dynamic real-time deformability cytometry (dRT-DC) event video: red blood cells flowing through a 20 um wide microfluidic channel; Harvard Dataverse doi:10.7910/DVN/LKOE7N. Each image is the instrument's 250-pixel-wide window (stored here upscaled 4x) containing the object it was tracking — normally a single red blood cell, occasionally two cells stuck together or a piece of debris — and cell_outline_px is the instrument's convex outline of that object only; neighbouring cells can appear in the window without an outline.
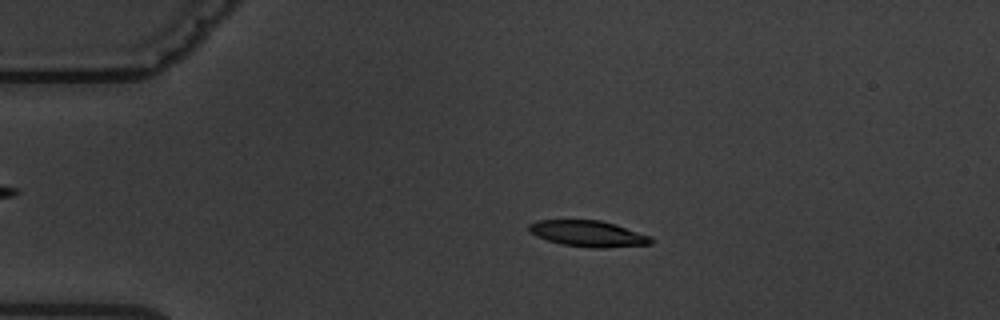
{"species": "common noctule bat (a hibernating species)", "species_latin": "Nyctalus noctula", "temperature_condition": "warm", "stored_images_in_passage": 5, "camera_frame_rate_fps": 3000, "um_per_image_px": 0.085, "animal": {"sex": "male", "body_mass_g": 19.5, "forearm_length_mm": 54.6}, "frame": {"image": 1, "passage_image": 3, "time_ms": 2.333, "image_size_px": [1000, 320], "cell_outline_px": [[652, 244], [604, 248], [592, 248], [560, 244], [536, 236], [528, 232], [528, 224], [536, 220], [600, 220], [616, 224], [652, 236]], "centroid_in_image_um": [49.98, 19.86], "position_along_channel_um": 35.0, "area_um2": 18.79}}
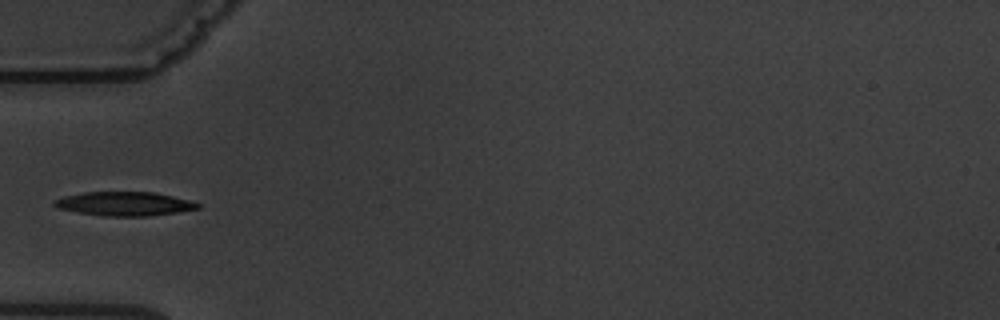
{"frame": {"image": 2, "passage_image": 5, "time_ms": 4.667, "image_size_px": [1000, 320], "cell_outline_px": [[200, 208], [176, 212], [148, 216], [104, 216], [80, 212], [60, 208], [52, 204], [52, 200], [64, 196], [84, 192], [156, 192], [188, 200], [200, 204]], "centroid_in_image_um": [10.56, 17.31], "position_along_channel_um": 74.4, "area_um2": 19.83}}